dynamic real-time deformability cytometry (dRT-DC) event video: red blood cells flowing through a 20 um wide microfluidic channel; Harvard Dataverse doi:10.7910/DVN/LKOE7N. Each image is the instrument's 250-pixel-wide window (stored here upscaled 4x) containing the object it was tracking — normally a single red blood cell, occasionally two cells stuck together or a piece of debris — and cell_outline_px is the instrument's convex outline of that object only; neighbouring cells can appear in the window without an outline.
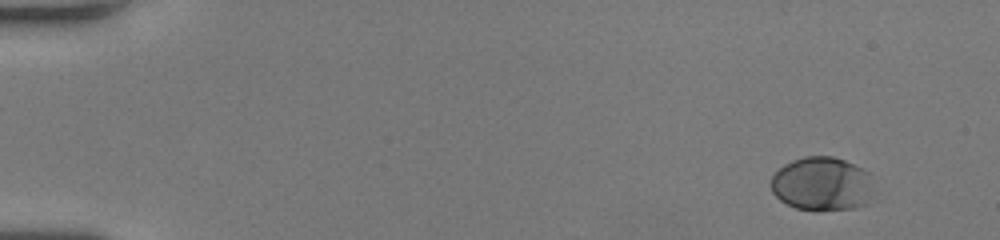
{"species": "human", "species_latin": "Homo sapiens", "temperature_condition": "room temperature", "stored_images_in_passage": 49, "camera_frame_rate_fps": 3000, "um_per_image_px": 0.085, "donor": {"sex": "female"}, "frame": {"image": 1, "passage_image": 1, "time_ms": 0.0, "image_size_px": [1000, 240], "cell_outline_px": [[868, 172], [864, 204], [856, 208], [796, 208], [780, 200], [772, 192], [772, 176], [784, 164], [792, 160], [804, 156], [832, 156], [844, 160]], "centroid_in_image_um": [69.73, 15.58], "position_along_channel_um": 15.3, "area_um2": 30.58}}
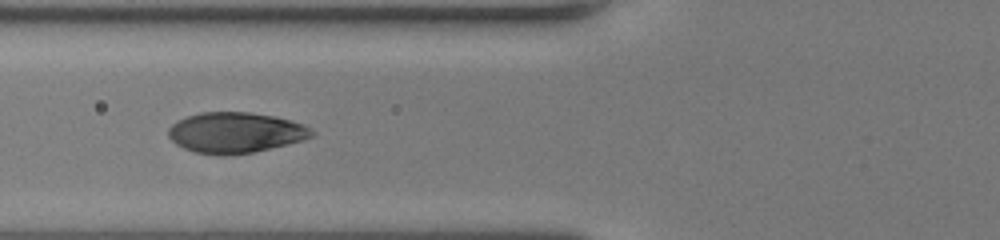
{"frame": {"image": 2, "passage_image": 19, "time_ms": 6.0, "image_size_px": [1000, 240], "cell_outline_px": [[316, 132], [312, 136], [304, 140], [288, 144], [252, 152], [228, 156], [220, 156], [196, 152], [184, 148], [176, 144], [168, 136], [168, 128], [176, 120], [200, 112], [248, 112], [276, 116], [304, 124]], "centroid_in_image_um": [20.01, 11.27], "position_along_channel_um": 105.8, "area_um2": 34.16}}
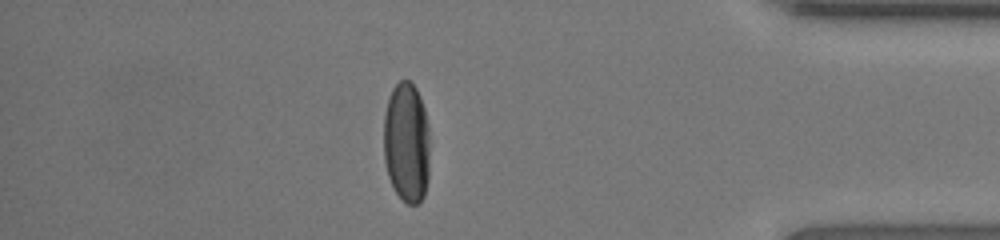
{"frame": {"image": 3, "passage_image": 43, "time_ms": 14.0, "image_size_px": [1000, 240], "cell_outline_px": [[428, 180], [424, 196], [416, 204], [408, 204], [396, 192], [388, 176], [384, 160], [384, 116], [388, 100], [392, 88], [400, 80], [408, 80], [416, 88], [420, 96], [424, 108], [428, 124]], "centroid_in_image_um": [34.55, 12.1], "position_along_channel_um": 400.6, "area_um2": 32.31}, "authors_computed_cell_mechanics": {"area_um2": 33.3506, "velocity_mm_per_s": 4.0574, "shape_relaxation_time_tau1_ms": 2.5724, "shape_relaxation_time_tau2_ms": null, "deformation_change_tau1": 0.1862, "deformation_change_tau2": null}}